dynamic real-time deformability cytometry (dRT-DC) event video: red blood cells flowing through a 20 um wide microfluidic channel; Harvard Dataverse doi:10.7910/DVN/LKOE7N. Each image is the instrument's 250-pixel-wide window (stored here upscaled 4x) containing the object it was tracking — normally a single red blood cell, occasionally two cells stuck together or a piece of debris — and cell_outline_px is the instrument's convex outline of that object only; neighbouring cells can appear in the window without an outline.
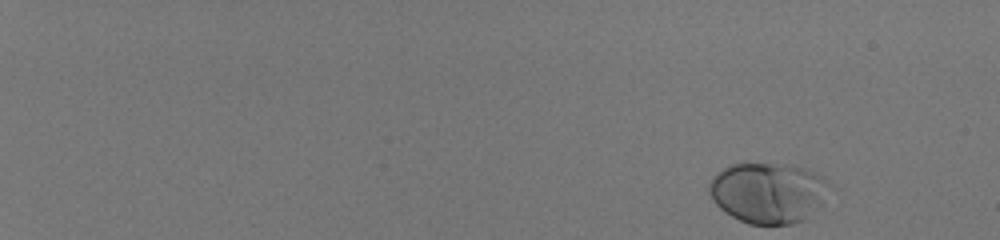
{"species": "human", "species_latin": "Homo sapiens", "temperature_condition": "room temperature", "stored_images_in_passage": 51, "camera_frame_rate_fps": 3000, "um_per_image_px": 0.085, "donor": {"sex": "male"}, "frame": {"image": 1, "passage_image": 1, "time_ms": 0.0, "image_size_px": [1000, 240], "cell_outline_px": [[836, 188], [824, 204], [804, 220], [792, 224], [748, 224], [732, 216], [720, 208], [712, 200], [708, 192], [708, 184], [712, 176], [724, 168], [732, 164], [792, 164], [804, 168], [824, 176]], "centroid_in_image_um": [65.39, 16.38], "position_along_channel_um": 19.6, "area_um2": 43.52}}
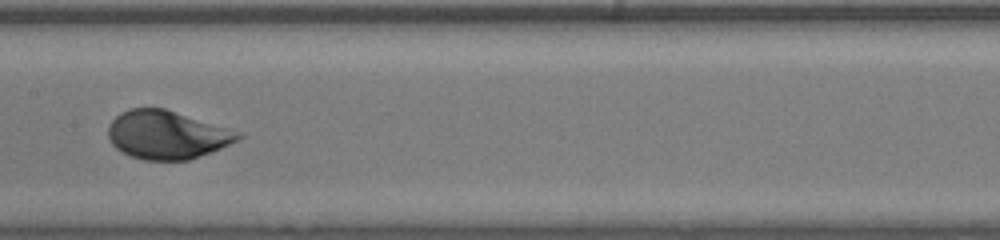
{"frame": {"image": 2, "passage_image": 30, "time_ms": 9.667, "image_size_px": [1000, 240], "cell_outline_px": [[244, 136], [220, 148], [188, 160], [144, 160], [132, 156], [116, 148], [112, 144], [108, 136], [108, 124], [120, 112], [128, 108], [164, 108], [244, 132]], "centroid_in_image_um": [14.19, 11.44], "position_along_channel_um": 193.2, "area_um2": 36.59}}
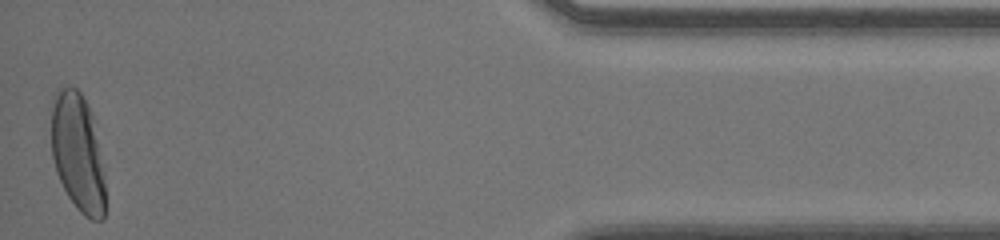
{"frame": {"image": 3, "passage_image": 51, "time_ms": 16.667, "image_size_px": [1000, 240], "cell_outline_px": [[104, 220], [92, 220], [84, 216], [76, 208], [68, 196], [56, 172], [52, 156], [52, 96], [56, 88], [76, 88], [80, 92], [92, 116], [104, 172]], "centroid_in_image_um": [6.59, 12.99], "position_along_channel_um": 428.6, "area_um2": 36.82}, "authors_computed_cell_mechanics": {"area_um2": 36.992, "velocity_mm_per_s": 4.0659, "shape_relaxation_time_tau1_ms": 2.4842, "shape_relaxation_time_tau2_ms": null, "deformation_change_tau1": 0.1538, "deformation_change_tau2": null}}